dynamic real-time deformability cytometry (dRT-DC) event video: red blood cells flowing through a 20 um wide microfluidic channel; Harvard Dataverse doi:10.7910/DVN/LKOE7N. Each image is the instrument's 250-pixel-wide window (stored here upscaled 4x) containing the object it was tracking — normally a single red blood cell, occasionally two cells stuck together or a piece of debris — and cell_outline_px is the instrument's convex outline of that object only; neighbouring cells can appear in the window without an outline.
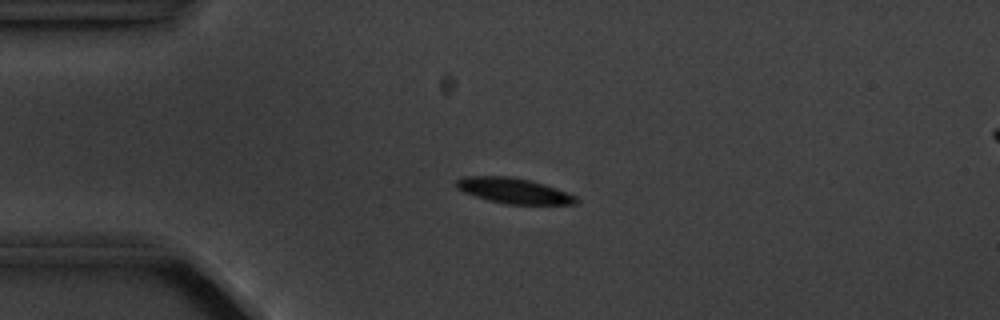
{"species": "common noctule bat (a hibernating species)", "species_latin": "Nyctalus noctula", "temperature_condition": "cold", "stored_images_in_passage": 6, "camera_frame_rate_fps": 3000, "um_per_image_px": 0.085, "animal": {"sex": "male", "body_mass_g": 20.1, "forearm_length_mm": 53.5}, "frame": {"image": 1, "passage_image": 4, "time_ms": 3.667, "image_size_px": [1000, 320], "cell_outline_px": [[580, 200], [576, 204], [504, 204], [488, 200], [464, 192], [456, 188], [456, 180], [464, 176], [508, 176], [528, 180], [544, 184], [568, 192], [576, 196]], "centroid_in_image_um": [43.68, 16.21], "position_along_channel_um": 41.3, "area_um2": 17.74}}